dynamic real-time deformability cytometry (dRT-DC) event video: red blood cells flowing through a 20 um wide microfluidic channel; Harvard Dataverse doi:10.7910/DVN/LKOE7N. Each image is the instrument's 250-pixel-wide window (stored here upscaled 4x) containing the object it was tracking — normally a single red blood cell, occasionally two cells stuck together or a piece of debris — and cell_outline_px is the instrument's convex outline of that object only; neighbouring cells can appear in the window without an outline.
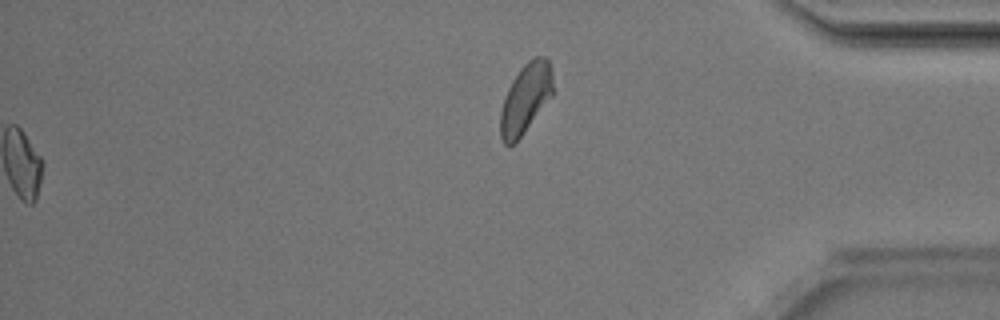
{"species": "Egyptian fruit bat (a non-hibernating species)", "species_latin": "Rousettus aegyptiacus", "temperature_condition": "room temperature", "stored_images_in_passage": 49, "segment_of_instrument_passage": [2, 2], "camera_frame_rate_fps": 3000, "um_per_image_px": 0.085, "animal": {"sex": "male"}, "frame": {"image": 1, "passage_image": 49, "time_ms": 16.0, "image_size_px": [1000, 320], "cell_outline_px": [[552, 96], [520, 136], [508, 148], [504, 144], [500, 136], [500, 112], [504, 96], [512, 80], [520, 68], [528, 60], [536, 56], [548, 56], [552, 72]], "centroid_in_image_um": [44.66, 8.34], "position_along_channel_um": 390.5, "area_um2": 21.27}}